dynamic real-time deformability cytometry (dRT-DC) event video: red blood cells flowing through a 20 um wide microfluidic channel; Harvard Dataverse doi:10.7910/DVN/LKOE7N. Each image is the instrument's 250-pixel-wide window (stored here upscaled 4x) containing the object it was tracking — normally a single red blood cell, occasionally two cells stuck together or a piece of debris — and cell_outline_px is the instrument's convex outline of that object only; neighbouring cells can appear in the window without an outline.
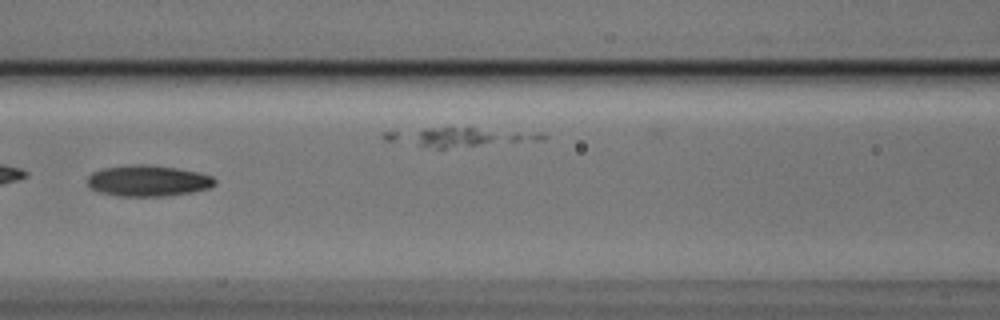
{"species": "Egyptian fruit bat (a non-hibernating species)", "species_latin": "Rousettus aegyptiacus", "temperature_condition": "cold", "stored_images_in_passage": 9, "camera_frame_rate_fps": 3000, "um_per_image_px": 0.085, "animal": {"sex": "male"}, "frame": {"image": 1, "passage_image": 6, "time_ms": 1.667, "image_size_px": [1000, 320], "cell_outline_px": [[216, 184], [208, 188], [192, 192], [164, 196], [116, 196], [100, 192], [88, 188], [88, 176], [92, 172], [104, 168], [136, 164], [148, 164], [180, 168], [200, 172], [212, 176], [216, 180]], "centroid_in_image_um": [12.59, 15.36], "position_along_channel_um": 154.0, "area_um2": 23.29}}